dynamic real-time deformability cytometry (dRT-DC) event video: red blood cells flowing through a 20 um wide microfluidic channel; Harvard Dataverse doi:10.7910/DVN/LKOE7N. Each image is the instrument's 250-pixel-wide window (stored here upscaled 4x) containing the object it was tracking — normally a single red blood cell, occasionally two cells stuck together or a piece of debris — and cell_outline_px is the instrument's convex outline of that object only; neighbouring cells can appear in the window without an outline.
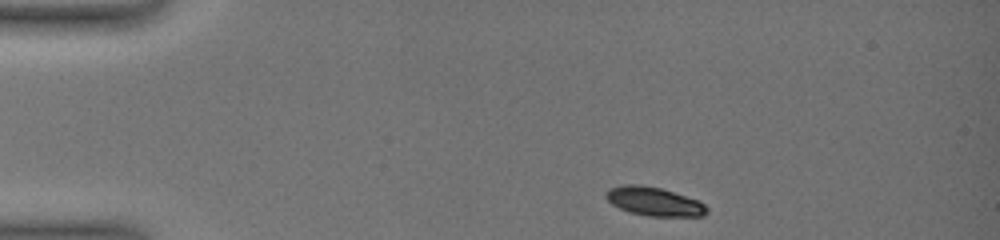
{"species": "common noctule bat (a hibernating species)", "species_latin": "Nyctalus noctula", "temperature_condition": "warm", "stored_images_in_passage": 10, "camera_frame_rate_fps": 3000, "um_per_image_px": 0.085, "animal": {"sex": "female", "body_mass_g": 19.0, "forearm_length_mm": 51.5}, "frame": {"image": 1, "passage_image": 1, "time_ms": 0.0, "image_size_px": [1000, 240], "cell_outline_px": [[708, 212], [704, 216], [648, 216], [628, 212], [612, 204], [604, 196], [608, 188], [624, 184], [640, 184], [660, 188], [700, 200], [708, 208]], "centroid_in_image_um": [55.6, 17.12], "position_along_channel_um": 29.4, "area_um2": 17.05}}
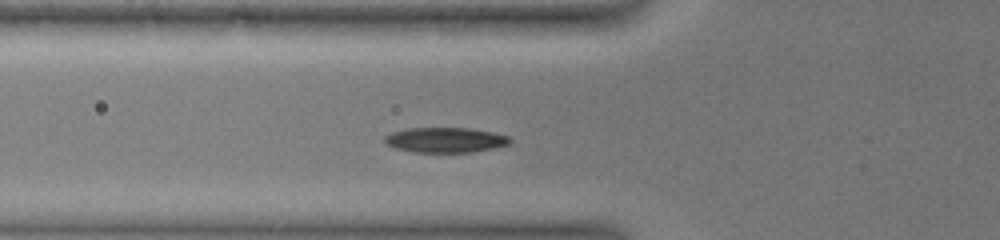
{"frame": {"image": 2, "passage_image": 9, "time_ms": 3.667, "image_size_px": [1000, 240], "cell_outline_px": [[512, 140], [508, 144], [492, 148], [472, 152], [412, 152], [396, 148], [388, 144], [384, 140], [384, 136], [392, 132], [408, 128], [472, 128], [492, 132], [508, 136]], "centroid_in_image_um": [37.85, 11.89], "position_along_channel_um": 88.0, "area_um2": 18.21}}